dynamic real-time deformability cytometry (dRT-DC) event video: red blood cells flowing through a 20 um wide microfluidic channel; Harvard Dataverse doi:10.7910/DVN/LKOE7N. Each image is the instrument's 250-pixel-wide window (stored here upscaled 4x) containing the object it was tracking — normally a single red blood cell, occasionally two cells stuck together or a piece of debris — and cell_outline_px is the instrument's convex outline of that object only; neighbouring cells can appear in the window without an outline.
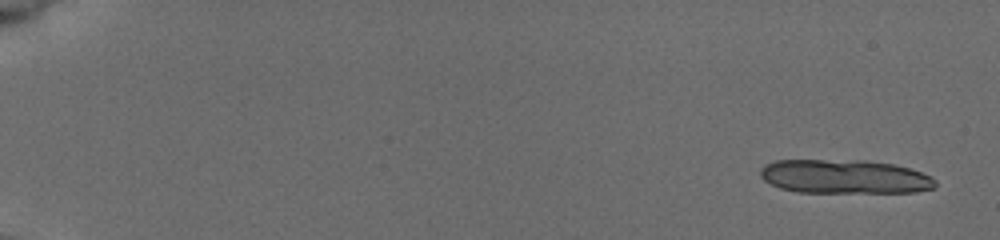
{"species": "common noctule bat (a hibernating species)", "species_latin": "Nyctalus noctula", "temperature_condition": "cold", "stored_images_in_passage": 28, "camera_frame_rate_fps": 3000, "um_per_image_px": 0.085, "animal": {"sex": "female", "body_mass_g": 19.5, "forearm_length_mm": 54.1}, "frame": {"image": 1, "passage_image": 5, "time_ms": 0.667, "image_size_px": [1000, 240], "cell_outline_px": [[936, 184], [932, 188], [916, 192], [796, 192], [780, 188], [764, 180], [760, 176], [760, 168], [764, 164], [776, 160], [864, 160], [892, 164], [908, 168], [932, 176], [936, 180]], "centroid_in_image_um": [71.76, 15.01], "position_along_channel_um": 13.2, "area_um2": 34.68}}